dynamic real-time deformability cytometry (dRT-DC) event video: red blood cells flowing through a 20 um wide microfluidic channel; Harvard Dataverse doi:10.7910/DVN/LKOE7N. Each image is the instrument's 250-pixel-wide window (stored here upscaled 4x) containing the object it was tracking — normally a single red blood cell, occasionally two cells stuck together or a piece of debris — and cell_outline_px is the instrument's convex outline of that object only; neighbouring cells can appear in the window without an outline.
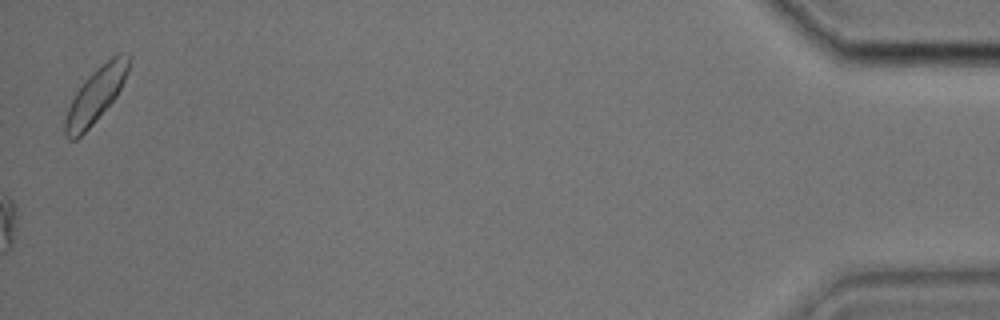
{"species": "common noctule bat (a hibernating species)", "species_latin": "Nyctalus noctula", "temperature_condition": "cold", "stored_images_in_passage": 40, "camera_frame_rate_fps": 3000, "um_per_image_px": 0.085, "animal": {"sex": "male", "body_mass_g": 17.9, "forearm_length_mm": 54.2}, "frame": {"image": 1, "passage_image": 40, "time_ms": 13.0, "image_size_px": [1000, 320], "cell_outline_px": [[132, 56], [128, 72], [116, 96], [92, 124], [76, 140], [68, 140], [64, 132], [64, 120], [68, 108], [76, 92], [84, 80], [96, 68], [116, 52], [120, 52]], "centroid_in_image_um": [8.14, 8.04], "position_along_channel_um": 427.1, "area_um2": 20.17}}